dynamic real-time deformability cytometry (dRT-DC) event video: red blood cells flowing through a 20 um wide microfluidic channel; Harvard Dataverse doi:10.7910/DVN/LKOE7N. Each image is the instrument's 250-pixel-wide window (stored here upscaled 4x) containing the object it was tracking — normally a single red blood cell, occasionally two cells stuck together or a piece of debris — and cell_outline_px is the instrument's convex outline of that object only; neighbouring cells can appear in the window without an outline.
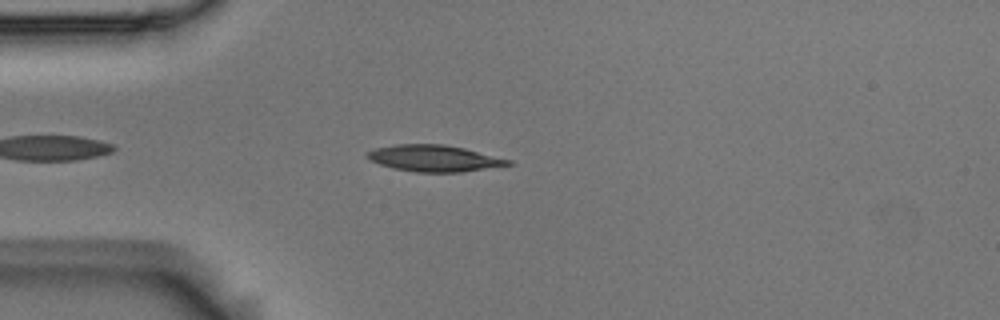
{"species": "Egyptian fruit bat (a non-hibernating species)", "species_latin": "Rousettus aegyptiacus", "temperature_condition": "room temperature", "stored_images_in_passage": 3, "camera_frame_rate_fps": 3000, "um_per_image_px": 0.085, "animal": {"sex": "male"}, "frame": {"image": 1, "passage_image": 2, "time_ms": 0.333, "image_size_px": [1000, 320], "cell_outline_px": [[512, 164], [460, 172], [416, 172], [396, 168], [380, 164], [364, 156], [368, 152], [376, 148], [392, 144], [444, 144], [464, 148], [512, 160]], "centroid_in_image_um": [36.89, 13.44], "position_along_channel_um": 48.1, "area_um2": 21.44}}